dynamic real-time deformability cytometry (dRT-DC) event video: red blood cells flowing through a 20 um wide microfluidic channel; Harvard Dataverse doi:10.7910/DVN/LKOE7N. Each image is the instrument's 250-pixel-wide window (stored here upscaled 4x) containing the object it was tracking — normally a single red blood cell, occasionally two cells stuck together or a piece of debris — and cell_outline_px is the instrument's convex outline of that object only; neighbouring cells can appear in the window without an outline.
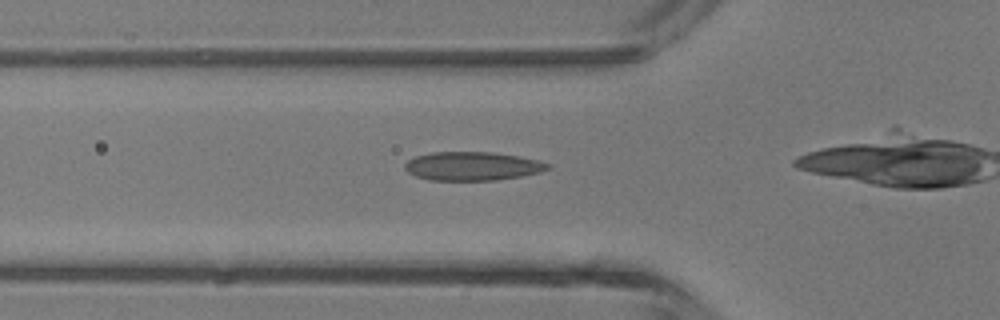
{"species": "common noctule bat (a hibernating species)", "species_latin": "Nyctalus noctula", "temperature_condition": "room temperature", "stored_images_in_passage": 25, "camera_frame_rate_fps": 3000, "um_per_image_px": 0.085, "animal": {"sex": "male", "body_mass_g": 13.3}, "frame": {"image": 1, "passage_image": 4, "time_ms": 1.0, "image_size_px": [1000, 320], "cell_outline_px": [[552, 168], [540, 172], [520, 176], [496, 180], [432, 180], [416, 176], [408, 172], [404, 168], [404, 164], [408, 160], [416, 156], [432, 152], [492, 152], [516, 156], [536, 160], [552, 164]], "centroid_in_image_um": [40.15, 14.12], "position_along_channel_um": 85.6, "area_um2": 23.76}}
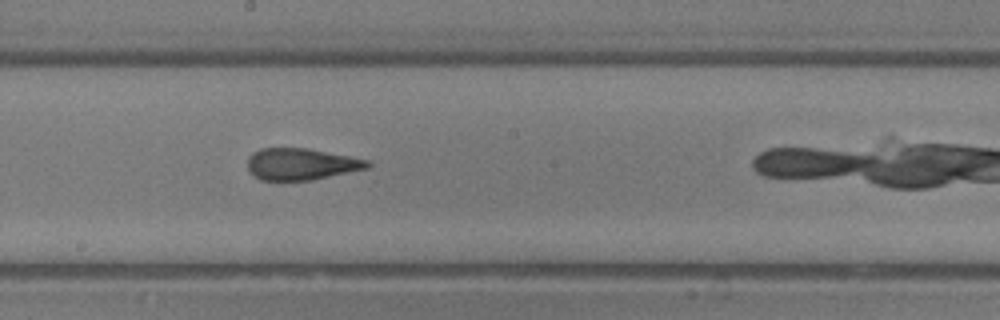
{"frame": {"image": 2, "passage_image": 13, "time_ms": 4.0, "image_size_px": [1000, 320], "cell_outline_px": [[372, 164], [368, 168], [312, 180], [260, 180], [252, 176], [248, 168], [248, 156], [252, 152], [260, 148], [308, 148], [372, 160]], "centroid_in_image_um": [25.61, 13.94], "position_along_channel_um": 222.6, "area_um2": 22.43}}
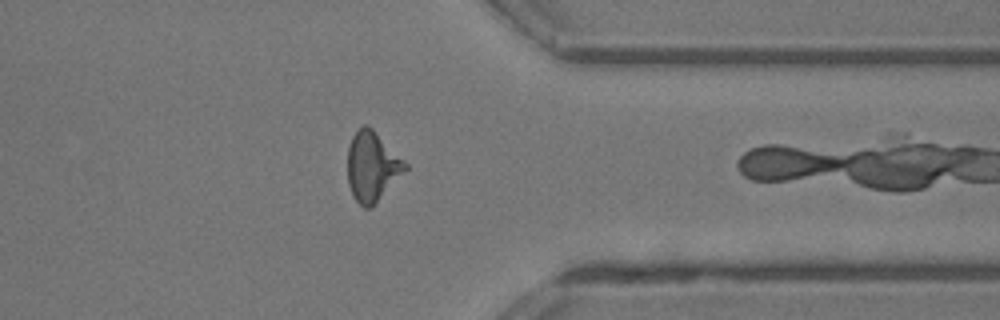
{"frame": {"image": 3, "passage_image": 24, "time_ms": 7.667, "image_size_px": [1000, 320], "cell_outline_px": [[408, 168], [372, 208], [364, 208], [352, 196], [348, 184], [348, 148], [352, 136], [364, 124], [368, 124], [408, 164]], "centroid_in_image_um": [31.63, 14.17], "position_along_channel_um": 379.8, "area_um2": 23.35}}